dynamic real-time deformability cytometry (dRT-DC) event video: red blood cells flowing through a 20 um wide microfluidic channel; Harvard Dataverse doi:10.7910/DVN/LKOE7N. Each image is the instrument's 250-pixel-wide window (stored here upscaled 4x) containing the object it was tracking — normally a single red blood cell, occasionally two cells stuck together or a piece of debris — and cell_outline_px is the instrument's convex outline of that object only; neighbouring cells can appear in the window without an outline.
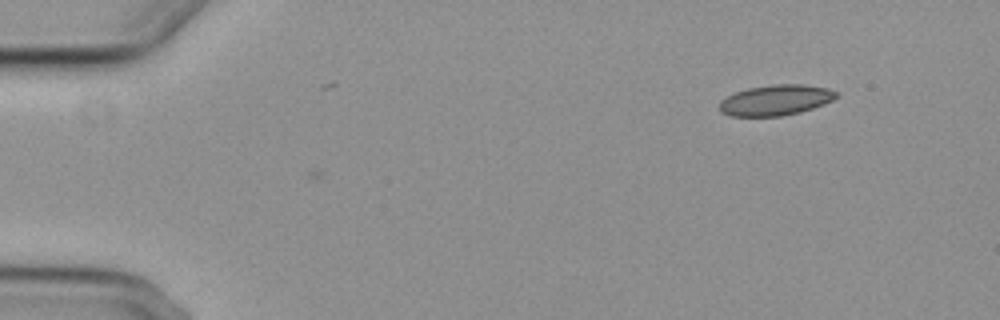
{"species": "common noctule bat (a hibernating species)", "species_latin": "Nyctalus noctula", "temperature_condition": "cold", "stored_images_in_passage": 3, "camera_frame_rate_fps": 3000, "um_per_image_px": 0.085, "animal": {"sex": "female", "body_mass_g": 29.2, "forearm_length_mm": 56.3}, "frame": {"image": 1, "passage_image": 1, "time_ms": 0.0, "image_size_px": [1000, 320], "cell_outline_px": [[840, 92], [832, 100], [824, 104], [800, 112], [780, 116], [728, 116], [720, 112], [720, 100], [736, 92], [748, 88], [772, 84], [800, 84], [828, 88]], "centroid_in_image_um": [65.93, 8.51], "position_along_channel_um": 19.1, "area_um2": 20.81}}